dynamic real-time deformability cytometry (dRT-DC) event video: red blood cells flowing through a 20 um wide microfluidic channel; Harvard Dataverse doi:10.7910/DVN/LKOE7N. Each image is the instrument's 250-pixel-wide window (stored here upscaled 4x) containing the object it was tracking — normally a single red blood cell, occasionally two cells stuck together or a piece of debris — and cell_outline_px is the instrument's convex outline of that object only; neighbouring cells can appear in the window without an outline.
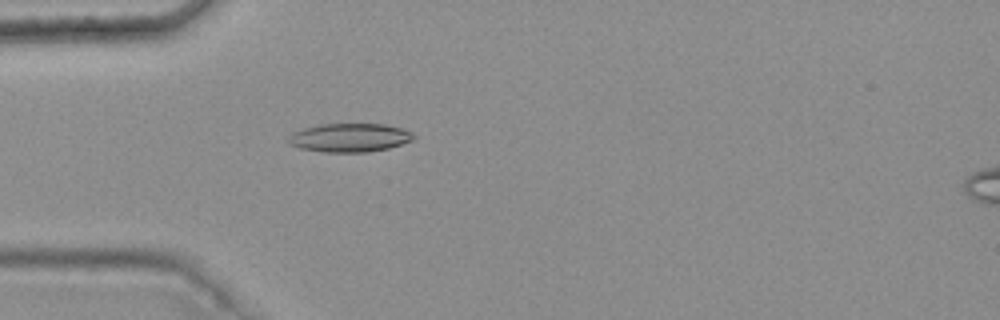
{"species": "common noctule bat (a hibernating species)", "species_latin": "Nyctalus noctula", "temperature_condition": "warm", "stored_images_in_passage": 1, "camera_frame_rate_fps": 3000, "um_per_image_px": 0.085, "animal": {"sex": "female", "body_mass_g": 25.1}, "frame": {"image": 1, "passage_image": 1, "time_ms": 0.0, "image_size_px": [1000, 320], "cell_outline_px": [[416, 136], [412, 140], [388, 148], [368, 152], [324, 152], [300, 148], [292, 144], [288, 140], [288, 136], [292, 132], [304, 128], [320, 124], [384, 124], [400, 128], [412, 132]], "centroid_in_image_um": [29.71, 11.7], "position_along_channel_um": 55.3, "area_um2": 20.75}}